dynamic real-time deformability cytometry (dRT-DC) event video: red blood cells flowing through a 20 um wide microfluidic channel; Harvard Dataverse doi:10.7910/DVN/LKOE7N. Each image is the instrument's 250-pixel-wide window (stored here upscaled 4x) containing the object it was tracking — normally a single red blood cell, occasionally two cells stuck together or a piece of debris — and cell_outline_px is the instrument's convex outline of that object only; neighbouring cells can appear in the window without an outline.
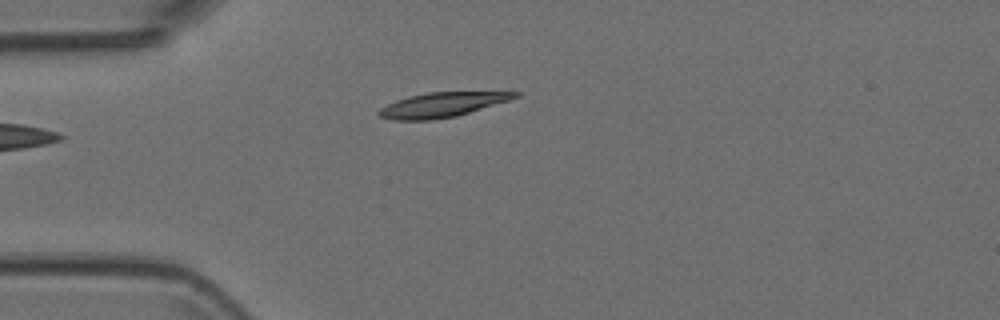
{"species": "Egyptian fruit bat (a non-hibernating species)", "species_latin": "Rousettus aegyptiacus", "temperature_condition": "room temperature", "stored_images_in_passage": 4, "camera_frame_rate_fps": 3000, "um_per_image_px": 0.085, "animal": {"sex": "female"}, "frame": {"image": 1, "passage_image": 4, "time_ms": 1.0, "image_size_px": [1000, 320], "cell_outline_px": [[520, 96], [508, 100], [456, 116], [432, 120], [392, 120], [380, 116], [376, 112], [380, 108], [396, 100], [408, 96], [428, 92], [520, 92]], "centroid_in_image_um": [37.52, 8.91], "position_along_channel_um": 47.5, "area_um2": 19.31}}